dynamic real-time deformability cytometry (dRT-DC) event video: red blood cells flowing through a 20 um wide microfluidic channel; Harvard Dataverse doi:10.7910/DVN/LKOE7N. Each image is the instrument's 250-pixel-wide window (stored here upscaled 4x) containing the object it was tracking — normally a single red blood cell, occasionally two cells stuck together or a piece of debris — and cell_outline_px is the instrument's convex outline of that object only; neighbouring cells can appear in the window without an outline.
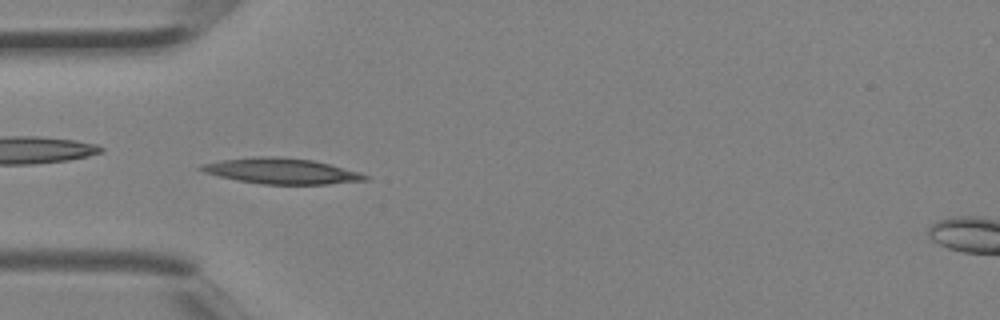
{"species": "Egyptian fruit bat (a non-hibernating species)", "species_latin": "Rousettus aegyptiacus", "temperature_condition": "room temperature", "stored_images_in_passage": 4, "camera_frame_rate_fps": 3000, "um_per_image_px": 0.085, "animal": {"sex": "female"}, "frame": {"image": 1, "passage_image": 3, "time_ms": 0.667, "image_size_px": [1000, 320], "cell_outline_px": [[368, 180], [328, 184], [260, 184], [236, 180], [204, 172], [196, 168], [200, 164], [220, 160], [256, 156], [272, 156], [312, 160], [328, 164], [356, 172], [368, 176]], "centroid_in_image_um": [23.83, 14.54], "position_along_channel_um": 61.2, "area_um2": 24.28}}
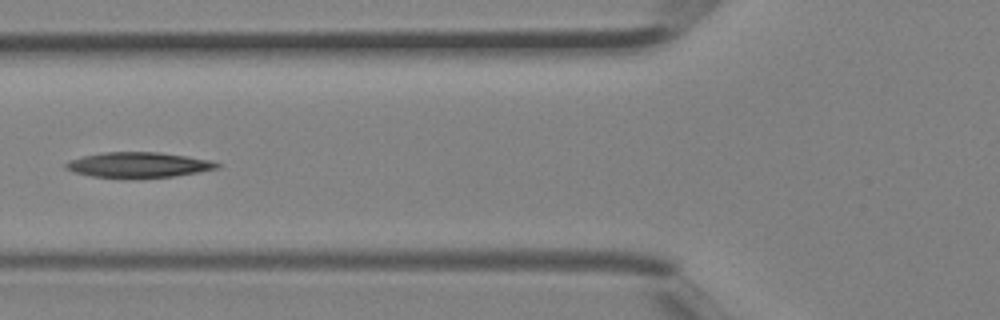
{"frame": {"image": 2, "passage_image": 4, "time_ms": 1.0, "image_size_px": [1000, 320], "cell_outline_px": [[220, 168], [172, 176], [92, 176], [76, 172], [64, 168], [64, 164], [72, 160], [84, 156], [104, 152], [160, 152], [188, 156], [212, 160], [220, 164]], "centroid_in_image_um": [11.82, 13.98], "position_along_channel_um": 114.0, "area_um2": 21.5}}